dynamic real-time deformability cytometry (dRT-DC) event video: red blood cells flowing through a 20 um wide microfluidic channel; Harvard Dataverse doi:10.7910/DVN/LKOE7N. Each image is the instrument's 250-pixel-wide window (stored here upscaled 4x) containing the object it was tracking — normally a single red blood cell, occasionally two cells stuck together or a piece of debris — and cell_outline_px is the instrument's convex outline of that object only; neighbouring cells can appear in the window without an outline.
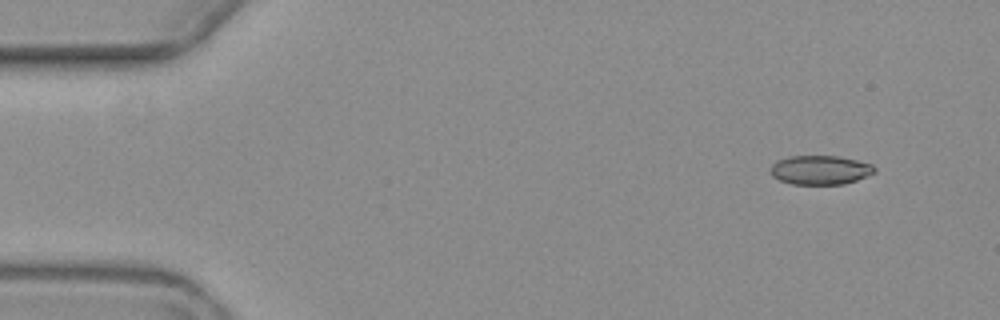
{"species": "common noctule bat (a hibernating species)", "species_latin": "Nyctalus noctula", "temperature_condition": "warm", "stored_images_in_passage": 5, "camera_frame_rate_fps": 3000, "um_per_image_px": 0.085, "animal": {"sex": "female", "body_mass_g": 19.3, "forearm_length_mm": 54.1}, "frame": {"image": 1, "passage_image": 1, "time_ms": 0.0, "image_size_px": [1000, 320], "cell_outline_px": [[876, 172], [868, 176], [844, 184], [792, 184], [780, 180], [772, 176], [768, 172], [772, 164], [776, 160], [788, 156], [836, 156], [856, 160], [872, 164], [876, 168]], "centroid_in_image_um": [69.7, 14.45], "position_along_channel_um": 15.3, "area_um2": 17.8}}
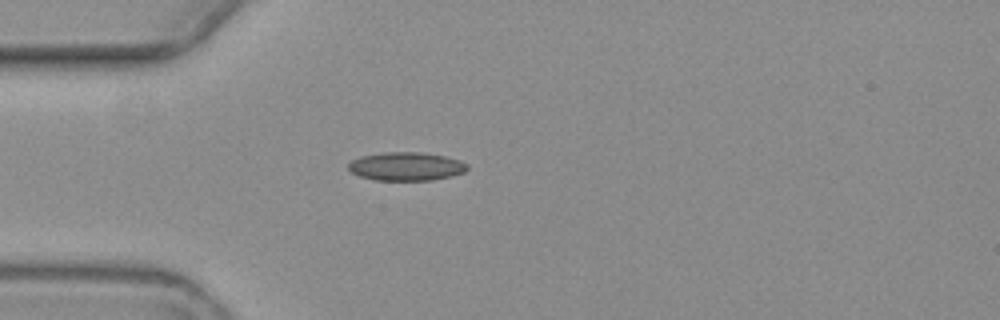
{"frame": {"image": 2, "passage_image": 4, "time_ms": 3.667, "image_size_px": [1000, 320], "cell_outline_px": [[468, 168], [464, 172], [452, 176], [432, 180], [376, 180], [360, 176], [352, 172], [348, 168], [348, 164], [352, 160], [360, 156], [384, 152], [420, 152], [444, 156], [460, 160], [468, 164]], "centroid_in_image_um": [34.54, 14.14], "position_along_channel_um": 50.5, "area_um2": 19.71}}